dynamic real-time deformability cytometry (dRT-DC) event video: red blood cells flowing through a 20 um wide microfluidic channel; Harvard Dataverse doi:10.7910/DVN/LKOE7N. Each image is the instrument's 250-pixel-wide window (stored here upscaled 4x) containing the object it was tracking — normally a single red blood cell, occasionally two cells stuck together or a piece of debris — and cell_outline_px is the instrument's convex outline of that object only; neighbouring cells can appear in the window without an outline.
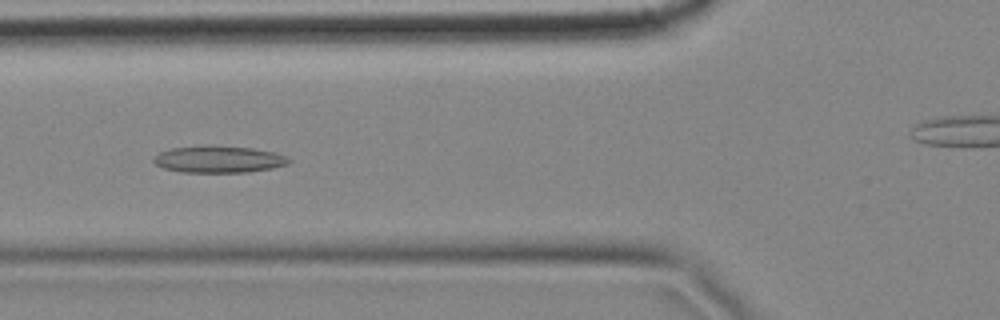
{"species": "common noctule bat (a hibernating species)", "species_latin": "Nyctalus noctula", "temperature_condition": "cold", "stored_images_in_passage": 15, "camera_frame_rate_fps": 3000, "um_per_image_px": 0.085, "animal": {"sex": "female", "body_mass_g": 18.4}, "frame": {"image": 1, "passage_image": 5, "time_ms": 1.333, "image_size_px": [1000, 320], "cell_outline_px": [[292, 160], [288, 164], [272, 168], [248, 172], [180, 172], [164, 168], [156, 164], [152, 160], [160, 152], [172, 148], [208, 144], [252, 148], [272, 152], [288, 156]], "centroid_in_image_um": [18.6, 13.53], "position_along_channel_um": 107.2, "area_um2": 21.33}}
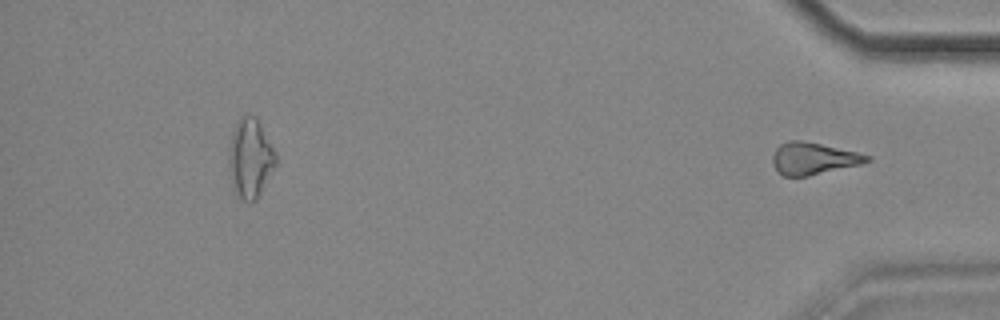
{"frame": {"image": 2, "passage_image": 15, "time_ms": 4.667, "image_size_px": [1000, 320], "cell_outline_px": [[872, 160], [860, 164], [808, 176], [784, 176], [776, 168], [772, 160], [772, 156], [776, 148], [780, 144], [788, 140], [800, 140], [820, 144], [856, 152], [872, 156]], "centroid_in_image_um": [69.13, 13.46], "position_along_channel_um": 366.1, "area_um2": 17.34}}